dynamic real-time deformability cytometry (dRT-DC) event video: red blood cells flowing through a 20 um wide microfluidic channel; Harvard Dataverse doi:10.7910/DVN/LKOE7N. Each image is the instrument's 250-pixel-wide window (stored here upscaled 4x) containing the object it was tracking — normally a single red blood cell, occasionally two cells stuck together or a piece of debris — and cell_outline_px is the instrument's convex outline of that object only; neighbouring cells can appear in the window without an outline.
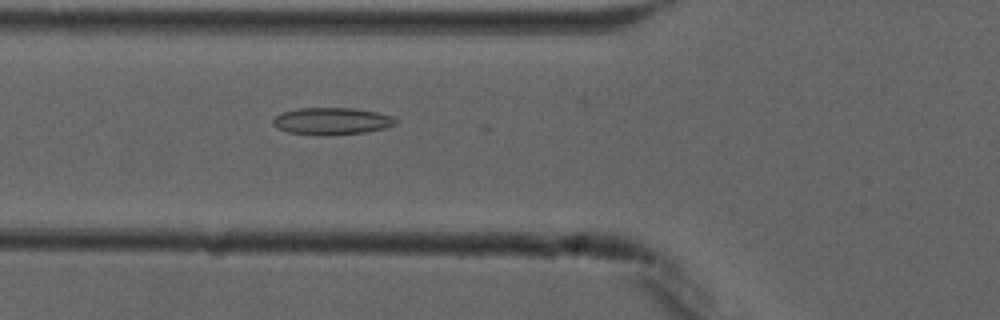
{"species": "common noctule bat (a hibernating species)", "species_latin": "Nyctalus noctula", "temperature_condition": "cold", "stored_images_in_passage": 4, "camera_frame_rate_fps": 3000, "um_per_image_px": 0.085, "animal": {"sex": "male", "forearm_length_mm": 52.5}, "frame": {"image": 1, "passage_image": 4, "time_ms": 4.333, "image_size_px": [1000, 320], "cell_outline_px": [[396, 124], [384, 128], [364, 132], [332, 136], [316, 136], [288, 132], [276, 128], [272, 124], [272, 120], [276, 116], [284, 112], [300, 108], [352, 108], [380, 112], [392, 116], [396, 120]], "centroid_in_image_um": [28.19, 10.31], "position_along_channel_um": 97.6, "area_um2": 19.59}}